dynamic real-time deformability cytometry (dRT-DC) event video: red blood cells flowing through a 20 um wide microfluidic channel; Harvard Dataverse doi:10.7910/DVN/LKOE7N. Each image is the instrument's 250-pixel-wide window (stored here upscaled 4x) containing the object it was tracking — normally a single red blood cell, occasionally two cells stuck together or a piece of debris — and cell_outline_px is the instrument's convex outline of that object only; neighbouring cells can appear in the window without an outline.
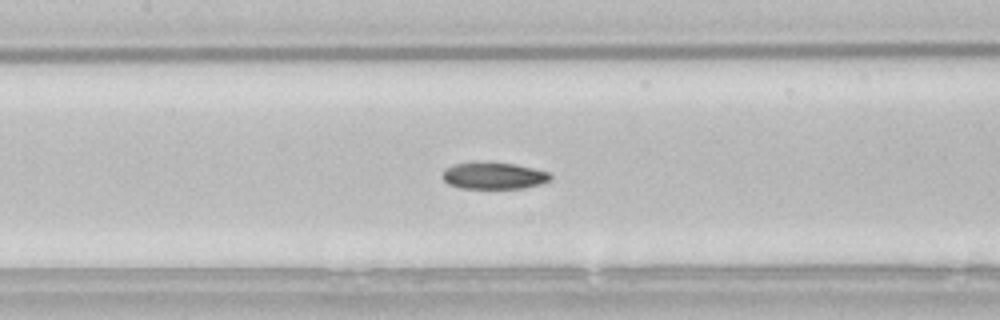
{"species": "common noctule bat (a hibernating species)", "species_latin": "Nyctalus noctula", "temperature_condition": "room temperature", "stored_images_in_passage": 41, "camera_frame_rate_fps": 3000, "um_per_image_px": 0.085, "animal": {"sex": "male", "body_mass_g": 21.5, "forearm_length_mm": 52.0}, "frame": {"image": 1, "passage_image": 11, "time_ms": 3.333, "image_size_px": [1000, 320], "cell_outline_px": [[552, 180], [540, 184], [520, 188], [460, 188], [448, 184], [440, 176], [444, 168], [452, 164], [516, 164], [536, 168], [548, 172], [552, 176]], "centroid_in_image_um": [41.97, 14.96], "position_along_channel_um": 165.4, "area_um2": 16.53}}
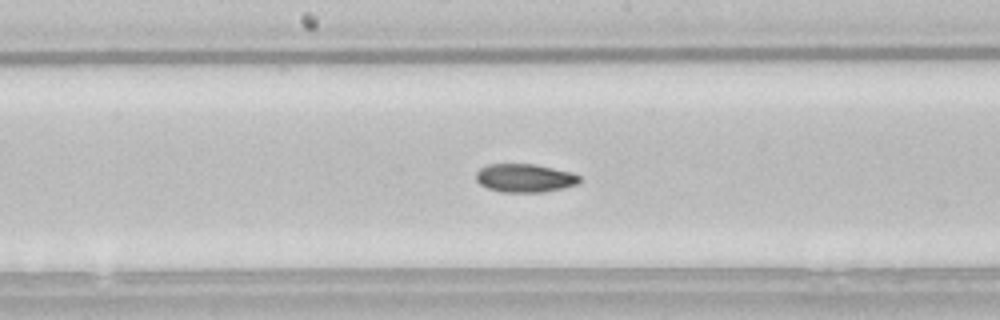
{"frame": {"image": 2, "passage_image": 14, "time_ms": 4.333, "image_size_px": [1000, 320], "cell_outline_px": [[580, 184], [544, 192], [500, 192], [488, 188], [480, 184], [476, 180], [476, 172], [480, 168], [488, 164], [536, 164], [572, 172], [580, 176]], "centroid_in_image_um": [44.62, 15.13], "position_along_channel_um": 203.6, "area_um2": 17.28}}
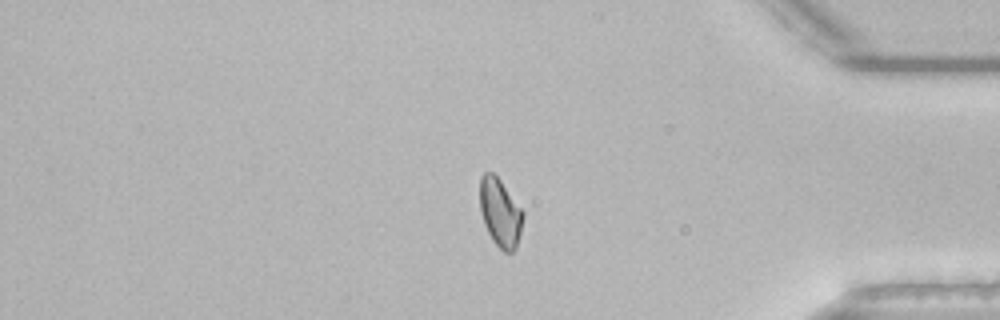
{"frame": {"image": 3, "passage_image": 31, "time_ms": 10.0, "image_size_px": [1000, 320], "cell_outline_px": [[524, 216], [516, 248], [512, 252], [504, 252], [492, 240], [484, 224], [480, 212], [480, 176], [484, 172], [492, 172], [500, 180], [524, 212]], "centroid_in_image_um": [42.5, 18.07], "position_along_channel_um": 392.7, "area_um2": 17.11}}